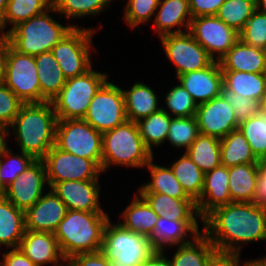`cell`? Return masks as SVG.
<instances>
[{
  "mask_svg": "<svg viewBox=\"0 0 266 266\" xmlns=\"http://www.w3.org/2000/svg\"><path fill=\"white\" fill-rule=\"evenodd\" d=\"M202 223V233L220 252L241 254L245 243L266 241V208L253 202L218 207Z\"/></svg>",
  "mask_w": 266,
  "mask_h": 266,
  "instance_id": "cell-1",
  "label": "cell"
},
{
  "mask_svg": "<svg viewBox=\"0 0 266 266\" xmlns=\"http://www.w3.org/2000/svg\"><path fill=\"white\" fill-rule=\"evenodd\" d=\"M57 115L51 102L23 104L9 131L19 150L42 160L55 145Z\"/></svg>",
  "mask_w": 266,
  "mask_h": 266,
  "instance_id": "cell-2",
  "label": "cell"
},
{
  "mask_svg": "<svg viewBox=\"0 0 266 266\" xmlns=\"http://www.w3.org/2000/svg\"><path fill=\"white\" fill-rule=\"evenodd\" d=\"M109 219L107 212L68 210L54 232L64 258L101 251Z\"/></svg>",
  "mask_w": 266,
  "mask_h": 266,
  "instance_id": "cell-3",
  "label": "cell"
},
{
  "mask_svg": "<svg viewBox=\"0 0 266 266\" xmlns=\"http://www.w3.org/2000/svg\"><path fill=\"white\" fill-rule=\"evenodd\" d=\"M153 157L143 143L137 122L126 120L112 130L102 133L103 173L113 165L145 168Z\"/></svg>",
  "mask_w": 266,
  "mask_h": 266,
  "instance_id": "cell-4",
  "label": "cell"
},
{
  "mask_svg": "<svg viewBox=\"0 0 266 266\" xmlns=\"http://www.w3.org/2000/svg\"><path fill=\"white\" fill-rule=\"evenodd\" d=\"M56 13L54 6L46 12L18 23L10 31L11 46L19 53L37 56L51 49L74 27L75 24L62 25L49 15Z\"/></svg>",
  "mask_w": 266,
  "mask_h": 266,
  "instance_id": "cell-5",
  "label": "cell"
},
{
  "mask_svg": "<svg viewBox=\"0 0 266 266\" xmlns=\"http://www.w3.org/2000/svg\"><path fill=\"white\" fill-rule=\"evenodd\" d=\"M112 266H140L156 251L150 238L108 220L101 250Z\"/></svg>",
  "mask_w": 266,
  "mask_h": 266,
  "instance_id": "cell-6",
  "label": "cell"
},
{
  "mask_svg": "<svg viewBox=\"0 0 266 266\" xmlns=\"http://www.w3.org/2000/svg\"><path fill=\"white\" fill-rule=\"evenodd\" d=\"M108 72L93 70L69 78L59 94L51 101L58 120L83 119L91 100L108 81Z\"/></svg>",
  "mask_w": 266,
  "mask_h": 266,
  "instance_id": "cell-7",
  "label": "cell"
},
{
  "mask_svg": "<svg viewBox=\"0 0 266 266\" xmlns=\"http://www.w3.org/2000/svg\"><path fill=\"white\" fill-rule=\"evenodd\" d=\"M96 30L74 27L51 49L66 79L80 76L93 67L90 55L94 54L92 38Z\"/></svg>",
  "mask_w": 266,
  "mask_h": 266,
  "instance_id": "cell-8",
  "label": "cell"
},
{
  "mask_svg": "<svg viewBox=\"0 0 266 266\" xmlns=\"http://www.w3.org/2000/svg\"><path fill=\"white\" fill-rule=\"evenodd\" d=\"M55 146L64 152L93 160L101 168L102 133L83 119L58 120Z\"/></svg>",
  "mask_w": 266,
  "mask_h": 266,
  "instance_id": "cell-9",
  "label": "cell"
},
{
  "mask_svg": "<svg viewBox=\"0 0 266 266\" xmlns=\"http://www.w3.org/2000/svg\"><path fill=\"white\" fill-rule=\"evenodd\" d=\"M3 83L24 103H41L35 56L19 53L12 46L6 57Z\"/></svg>",
  "mask_w": 266,
  "mask_h": 266,
  "instance_id": "cell-10",
  "label": "cell"
},
{
  "mask_svg": "<svg viewBox=\"0 0 266 266\" xmlns=\"http://www.w3.org/2000/svg\"><path fill=\"white\" fill-rule=\"evenodd\" d=\"M83 120L101 133L128 120L122 88L108 80L91 100Z\"/></svg>",
  "mask_w": 266,
  "mask_h": 266,
  "instance_id": "cell-11",
  "label": "cell"
},
{
  "mask_svg": "<svg viewBox=\"0 0 266 266\" xmlns=\"http://www.w3.org/2000/svg\"><path fill=\"white\" fill-rule=\"evenodd\" d=\"M162 47L168 60L175 67V76L202 70L214 60L189 32L167 34L160 37Z\"/></svg>",
  "mask_w": 266,
  "mask_h": 266,
  "instance_id": "cell-12",
  "label": "cell"
},
{
  "mask_svg": "<svg viewBox=\"0 0 266 266\" xmlns=\"http://www.w3.org/2000/svg\"><path fill=\"white\" fill-rule=\"evenodd\" d=\"M46 167L48 187L68 180H100L102 169L90 159L64 152L55 145L42 159Z\"/></svg>",
  "mask_w": 266,
  "mask_h": 266,
  "instance_id": "cell-13",
  "label": "cell"
},
{
  "mask_svg": "<svg viewBox=\"0 0 266 266\" xmlns=\"http://www.w3.org/2000/svg\"><path fill=\"white\" fill-rule=\"evenodd\" d=\"M188 32L214 61H219L239 40V33L216 15L192 18Z\"/></svg>",
  "mask_w": 266,
  "mask_h": 266,
  "instance_id": "cell-14",
  "label": "cell"
},
{
  "mask_svg": "<svg viewBox=\"0 0 266 266\" xmlns=\"http://www.w3.org/2000/svg\"><path fill=\"white\" fill-rule=\"evenodd\" d=\"M45 185L48 186L44 161L34 160L4 189V197L26 212L43 196Z\"/></svg>",
  "mask_w": 266,
  "mask_h": 266,
  "instance_id": "cell-15",
  "label": "cell"
},
{
  "mask_svg": "<svg viewBox=\"0 0 266 266\" xmlns=\"http://www.w3.org/2000/svg\"><path fill=\"white\" fill-rule=\"evenodd\" d=\"M233 112L223 95L197 105L195 117L199 133L221 139L238 129L239 124Z\"/></svg>",
  "mask_w": 266,
  "mask_h": 266,
  "instance_id": "cell-16",
  "label": "cell"
},
{
  "mask_svg": "<svg viewBox=\"0 0 266 266\" xmlns=\"http://www.w3.org/2000/svg\"><path fill=\"white\" fill-rule=\"evenodd\" d=\"M100 180H68L55 183L51 189L68 210L105 212L100 206Z\"/></svg>",
  "mask_w": 266,
  "mask_h": 266,
  "instance_id": "cell-17",
  "label": "cell"
},
{
  "mask_svg": "<svg viewBox=\"0 0 266 266\" xmlns=\"http://www.w3.org/2000/svg\"><path fill=\"white\" fill-rule=\"evenodd\" d=\"M176 79L199 105L222 95L223 73L219 61L208 67L178 76Z\"/></svg>",
  "mask_w": 266,
  "mask_h": 266,
  "instance_id": "cell-18",
  "label": "cell"
},
{
  "mask_svg": "<svg viewBox=\"0 0 266 266\" xmlns=\"http://www.w3.org/2000/svg\"><path fill=\"white\" fill-rule=\"evenodd\" d=\"M25 212V230L54 233L68 211L51 188Z\"/></svg>",
  "mask_w": 266,
  "mask_h": 266,
  "instance_id": "cell-19",
  "label": "cell"
},
{
  "mask_svg": "<svg viewBox=\"0 0 266 266\" xmlns=\"http://www.w3.org/2000/svg\"><path fill=\"white\" fill-rule=\"evenodd\" d=\"M18 249L36 266H66V259L54 233L25 230Z\"/></svg>",
  "mask_w": 266,
  "mask_h": 266,
  "instance_id": "cell-20",
  "label": "cell"
},
{
  "mask_svg": "<svg viewBox=\"0 0 266 266\" xmlns=\"http://www.w3.org/2000/svg\"><path fill=\"white\" fill-rule=\"evenodd\" d=\"M229 167L220 165L204 173V186L196 201L197 212L203 220L214 209L231 203L229 192Z\"/></svg>",
  "mask_w": 266,
  "mask_h": 266,
  "instance_id": "cell-21",
  "label": "cell"
},
{
  "mask_svg": "<svg viewBox=\"0 0 266 266\" xmlns=\"http://www.w3.org/2000/svg\"><path fill=\"white\" fill-rule=\"evenodd\" d=\"M197 220H168L159 216L150 241L156 250L174 248L192 242L202 233ZM190 235V237H189ZM191 238V239H189Z\"/></svg>",
  "mask_w": 266,
  "mask_h": 266,
  "instance_id": "cell-22",
  "label": "cell"
},
{
  "mask_svg": "<svg viewBox=\"0 0 266 266\" xmlns=\"http://www.w3.org/2000/svg\"><path fill=\"white\" fill-rule=\"evenodd\" d=\"M155 15L152 27L158 38L189 31L192 20L189 0H160Z\"/></svg>",
  "mask_w": 266,
  "mask_h": 266,
  "instance_id": "cell-23",
  "label": "cell"
},
{
  "mask_svg": "<svg viewBox=\"0 0 266 266\" xmlns=\"http://www.w3.org/2000/svg\"><path fill=\"white\" fill-rule=\"evenodd\" d=\"M222 70L266 73L264 49L243 43L240 39L219 60Z\"/></svg>",
  "mask_w": 266,
  "mask_h": 266,
  "instance_id": "cell-24",
  "label": "cell"
},
{
  "mask_svg": "<svg viewBox=\"0 0 266 266\" xmlns=\"http://www.w3.org/2000/svg\"><path fill=\"white\" fill-rule=\"evenodd\" d=\"M159 216L168 220H199L196 202L192 198H172L154 192H137Z\"/></svg>",
  "mask_w": 266,
  "mask_h": 266,
  "instance_id": "cell-25",
  "label": "cell"
},
{
  "mask_svg": "<svg viewBox=\"0 0 266 266\" xmlns=\"http://www.w3.org/2000/svg\"><path fill=\"white\" fill-rule=\"evenodd\" d=\"M123 89L126 116L129 121L138 122L161 109L157 94L145 83L138 81L129 90Z\"/></svg>",
  "mask_w": 266,
  "mask_h": 266,
  "instance_id": "cell-26",
  "label": "cell"
},
{
  "mask_svg": "<svg viewBox=\"0 0 266 266\" xmlns=\"http://www.w3.org/2000/svg\"><path fill=\"white\" fill-rule=\"evenodd\" d=\"M223 87L247 99L258 100L262 104L266 97V73H249L222 70Z\"/></svg>",
  "mask_w": 266,
  "mask_h": 266,
  "instance_id": "cell-27",
  "label": "cell"
},
{
  "mask_svg": "<svg viewBox=\"0 0 266 266\" xmlns=\"http://www.w3.org/2000/svg\"><path fill=\"white\" fill-rule=\"evenodd\" d=\"M133 197V200L124 208L120 215L122 222L118 221V223L130 231L150 238L159 215L152 210L139 193H135Z\"/></svg>",
  "mask_w": 266,
  "mask_h": 266,
  "instance_id": "cell-28",
  "label": "cell"
},
{
  "mask_svg": "<svg viewBox=\"0 0 266 266\" xmlns=\"http://www.w3.org/2000/svg\"><path fill=\"white\" fill-rule=\"evenodd\" d=\"M41 90V103L51 102L66 83L62 70L51 51L35 56Z\"/></svg>",
  "mask_w": 266,
  "mask_h": 266,
  "instance_id": "cell-29",
  "label": "cell"
},
{
  "mask_svg": "<svg viewBox=\"0 0 266 266\" xmlns=\"http://www.w3.org/2000/svg\"><path fill=\"white\" fill-rule=\"evenodd\" d=\"M25 232V212L5 197L0 199V247L18 248Z\"/></svg>",
  "mask_w": 266,
  "mask_h": 266,
  "instance_id": "cell-30",
  "label": "cell"
},
{
  "mask_svg": "<svg viewBox=\"0 0 266 266\" xmlns=\"http://www.w3.org/2000/svg\"><path fill=\"white\" fill-rule=\"evenodd\" d=\"M259 163L229 167V192L232 202H253Z\"/></svg>",
  "mask_w": 266,
  "mask_h": 266,
  "instance_id": "cell-31",
  "label": "cell"
},
{
  "mask_svg": "<svg viewBox=\"0 0 266 266\" xmlns=\"http://www.w3.org/2000/svg\"><path fill=\"white\" fill-rule=\"evenodd\" d=\"M150 171L151 180L139 186L137 192L161 193L172 198H191L174 176L171 168L154 163V157L145 166Z\"/></svg>",
  "mask_w": 266,
  "mask_h": 266,
  "instance_id": "cell-32",
  "label": "cell"
},
{
  "mask_svg": "<svg viewBox=\"0 0 266 266\" xmlns=\"http://www.w3.org/2000/svg\"><path fill=\"white\" fill-rule=\"evenodd\" d=\"M220 152L222 165L226 167L259 163L239 128L220 139Z\"/></svg>",
  "mask_w": 266,
  "mask_h": 266,
  "instance_id": "cell-33",
  "label": "cell"
},
{
  "mask_svg": "<svg viewBox=\"0 0 266 266\" xmlns=\"http://www.w3.org/2000/svg\"><path fill=\"white\" fill-rule=\"evenodd\" d=\"M176 249L169 259L171 266H206L210 257L217 251L203 233L190 243L177 245Z\"/></svg>",
  "mask_w": 266,
  "mask_h": 266,
  "instance_id": "cell-34",
  "label": "cell"
},
{
  "mask_svg": "<svg viewBox=\"0 0 266 266\" xmlns=\"http://www.w3.org/2000/svg\"><path fill=\"white\" fill-rule=\"evenodd\" d=\"M185 153L204 173L222 165L220 139L199 134Z\"/></svg>",
  "mask_w": 266,
  "mask_h": 266,
  "instance_id": "cell-35",
  "label": "cell"
},
{
  "mask_svg": "<svg viewBox=\"0 0 266 266\" xmlns=\"http://www.w3.org/2000/svg\"><path fill=\"white\" fill-rule=\"evenodd\" d=\"M53 6V0H9L6 10L0 20V29L8 32L18 23L26 21L31 17L46 12Z\"/></svg>",
  "mask_w": 266,
  "mask_h": 266,
  "instance_id": "cell-36",
  "label": "cell"
},
{
  "mask_svg": "<svg viewBox=\"0 0 266 266\" xmlns=\"http://www.w3.org/2000/svg\"><path fill=\"white\" fill-rule=\"evenodd\" d=\"M185 192L196 202L204 186V172L184 152L169 166Z\"/></svg>",
  "mask_w": 266,
  "mask_h": 266,
  "instance_id": "cell-37",
  "label": "cell"
},
{
  "mask_svg": "<svg viewBox=\"0 0 266 266\" xmlns=\"http://www.w3.org/2000/svg\"><path fill=\"white\" fill-rule=\"evenodd\" d=\"M172 117L164 110L152 113L137 122L145 147L154 155L153 147L166 142Z\"/></svg>",
  "mask_w": 266,
  "mask_h": 266,
  "instance_id": "cell-38",
  "label": "cell"
},
{
  "mask_svg": "<svg viewBox=\"0 0 266 266\" xmlns=\"http://www.w3.org/2000/svg\"><path fill=\"white\" fill-rule=\"evenodd\" d=\"M114 0H53V6L59 17L64 16L68 20L81 19L86 16H97L111 6Z\"/></svg>",
  "mask_w": 266,
  "mask_h": 266,
  "instance_id": "cell-39",
  "label": "cell"
},
{
  "mask_svg": "<svg viewBox=\"0 0 266 266\" xmlns=\"http://www.w3.org/2000/svg\"><path fill=\"white\" fill-rule=\"evenodd\" d=\"M239 130L247 139L258 160L266 158V110L262 107L257 115L239 124Z\"/></svg>",
  "mask_w": 266,
  "mask_h": 266,
  "instance_id": "cell-40",
  "label": "cell"
},
{
  "mask_svg": "<svg viewBox=\"0 0 266 266\" xmlns=\"http://www.w3.org/2000/svg\"><path fill=\"white\" fill-rule=\"evenodd\" d=\"M256 10V0H225L217 17L238 33Z\"/></svg>",
  "mask_w": 266,
  "mask_h": 266,
  "instance_id": "cell-41",
  "label": "cell"
},
{
  "mask_svg": "<svg viewBox=\"0 0 266 266\" xmlns=\"http://www.w3.org/2000/svg\"><path fill=\"white\" fill-rule=\"evenodd\" d=\"M199 134L195 116L172 117L166 140L175 148H183L186 151Z\"/></svg>",
  "mask_w": 266,
  "mask_h": 266,
  "instance_id": "cell-42",
  "label": "cell"
},
{
  "mask_svg": "<svg viewBox=\"0 0 266 266\" xmlns=\"http://www.w3.org/2000/svg\"><path fill=\"white\" fill-rule=\"evenodd\" d=\"M164 98L167 109L164 106H161V109L166 111L171 117L195 116L197 104L180 83L173 86Z\"/></svg>",
  "mask_w": 266,
  "mask_h": 266,
  "instance_id": "cell-43",
  "label": "cell"
},
{
  "mask_svg": "<svg viewBox=\"0 0 266 266\" xmlns=\"http://www.w3.org/2000/svg\"><path fill=\"white\" fill-rule=\"evenodd\" d=\"M35 159L24 152L13 153L9 147L0 157V185L5 189L11 184Z\"/></svg>",
  "mask_w": 266,
  "mask_h": 266,
  "instance_id": "cell-44",
  "label": "cell"
},
{
  "mask_svg": "<svg viewBox=\"0 0 266 266\" xmlns=\"http://www.w3.org/2000/svg\"><path fill=\"white\" fill-rule=\"evenodd\" d=\"M160 0H128L125 3L123 20L130 28L152 22Z\"/></svg>",
  "mask_w": 266,
  "mask_h": 266,
  "instance_id": "cell-45",
  "label": "cell"
},
{
  "mask_svg": "<svg viewBox=\"0 0 266 266\" xmlns=\"http://www.w3.org/2000/svg\"><path fill=\"white\" fill-rule=\"evenodd\" d=\"M239 39L245 44L264 49L266 46V13L256 9L239 32Z\"/></svg>",
  "mask_w": 266,
  "mask_h": 266,
  "instance_id": "cell-46",
  "label": "cell"
},
{
  "mask_svg": "<svg viewBox=\"0 0 266 266\" xmlns=\"http://www.w3.org/2000/svg\"><path fill=\"white\" fill-rule=\"evenodd\" d=\"M222 95L229 102V105L234 110V116L238 124L245 122L250 117L257 115L258 111L262 108V103L258 100L247 99L240 94L227 91L223 87Z\"/></svg>",
  "mask_w": 266,
  "mask_h": 266,
  "instance_id": "cell-47",
  "label": "cell"
},
{
  "mask_svg": "<svg viewBox=\"0 0 266 266\" xmlns=\"http://www.w3.org/2000/svg\"><path fill=\"white\" fill-rule=\"evenodd\" d=\"M23 104L9 87L0 83V125L9 127Z\"/></svg>",
  "mask_w": 266,
  "mask_h": 266,
  "instance_id": "cell-48",
  "label": "cell"
},
{
  "mask_svg": "<svg viewBox=\"0 0 266 266\" xmlns=\"http://www.w3.org/2000/svg\"><path fill=\"white\" fill-rule=\"evenodd\" d=\"M66 266H112L102 251L81 253L69 257Z\"/></svg>",
  "mask_w": 266,
  "mask_h": 266,
  "instance_id": "cell-49",
  "label": "cell"
},
{
  "mask_svg": "<svg viewBox=\"0 0 266 266\" xmlns=\"http://www.w3.org/2000/svg\"><path fill=\"white\" fill-rule=\"evenodd\" d=\"M225 0H189L192 18L199 16L217 15Z\"/></svg>",
  "mask_w": 266,
  "mask_h": 266,
  "instance_id": "cell-50",
  "label": "cell"
},
{
  "mask_svg": "<svg viewBox=\"0 0 266 266\" xmlns=\"http://www.w3.org/2000/svg\"><path fill=\"white\" fill-rule=\"evenodd\" d=\"M259 168L253 203L258 207L266 208V158L259 160Z\"/></svg>",
  "mask_w": 266,
  "mask_h": 266,
  "instance_id": "cell-51",
  "label": "cell"
},
{
  "mask_svg": "<svg viewBox=\"0 0 266 266\" xmlns=\"http://www.w3.org/2000/svg\"><path fill=\"white\" fill-rule=\"evenodd\" d=\"M0 266H36L20 249L12 248L1 254Z\"/></svg>",
  "mask_w": 266,
  "mask_h": 266,
  "instance_id": "cell-52",
  "label": "cell"
},
{
  "mask_svg": "<svg viewBox=\"0 0 266 266\" xmlns=\"http://www.w3.org/2000/svg\"><path fill=\"white\" fill-rule=\"evenodd\" d=\"M240 254L216 251L206 266H242Z\"/></svg>",
  "mask_w": 266,
  "mask_h": 266,
  "instance_id": "cell-53",
  "label": "cell"
},
{
  "mask_svg": "<svg viewBox=\"0 0 266 266\" xmlns=\"http://www.w3.org/2000/svg\"><path fill=\"white\" fill-rule=\"evenodd\" d=\"M11 46L10 34L0 29V83L4 80L6 57Z\"/></svg>",
  "mask_w": 266,
  "mask_h": 266,
  "instance_id": "cell-54",
  "label": "cell"
},
{
  "mask_svg": "<svg viewBox=\"0 0 266 266\" xmlns=\"http://www.w3.org/2000/svg\"><path fill=\"white\" fill-rule=\"evenodd\" d=\"M165 252V250H156L150 258L140 266H171Z\"/></svg>",
  "mask_w": 266,
  "mask_h": 266,
  "instance_id": "cell-55",
  "label": "cell"
},
{
  "mask_svg": "<svg viewBox=\"0 0 266 266\" xmlns=\"http://www.w3.org/2000/svg\"><path fill=\"white\" fill-rule=\"evenodd\" d=\"M9 127L0 125V157L8 149L6 142L7 137H10Z\"/></svg>",
  "mask_w": 266,
  "mask_h": 266,
  "instance_id": "cell-56",
  "label": "cell"
},
{
  "mask_svg": "<svg viewBox=\"0 0 266 266\" xmlns=\"http://www.w3.org/2000/svg\"><path fill=\"white\" fill-rule=\"evenodd\" d=\"M242 266H266V255L259 259L246 260L242 263Z\"/></svg>",
  "mask_w": 266,
  "mask_h": 266,
  "instance_id": "cell-57",
  "label": "cell"
},
{
  "mask_svg": "<svg viewBox=\"0 0 266 266\" xmlns=\"http://www.w3.org/2000/svg\"><path fill=\"white\" fill-rule=\"evenodd\" d=\"M256 9L266 13V0H256Z\"/></svg>",
  "mask_w": 266,
  "mask_h": 266,
  "instance_id": "cell-58",
  "label": "cell"
},
{
  "mask_svg": "<svg viewBox=\"0 0 266 266\" xmlns=\"http://www.w3.org/2000/svg\"><path fill=\"white\" fill-rule=\"evenodd\" d=\"M9 0H0V20L6 10V6Z\"/></svg>",
  "mask_w": 266,
  "mask_h": 266,
  "instance_id": "cell-59",
  "label": "cell"
},
{
  "mask_svg": "<svg viewBox=\"0 0 266 266\" xmlns=\"http://www.w3.org/2000/svg\"><path fill=\"white\" fill-rule=\"evenodd\" d=\"M4 197V189L0 185V199Z\"/></svg>",
  "mask_w": 266,
  "mask_h": 266,
  "instance_id": "cell-60",
  "label": "cell"
},
{
  "mask_svg": "<svg viewBox=\"0 0 266 266\" xmlns=\"http://www.w3.org/2000/svg\"><path fill=\"white\" fill-rule=\"evenodd\" d=\"M262 107L266 110V97H265L264 103L262 104Z\"/></svg>",
  "mask_w": 266,
  "mask_h": 266,
  "instance_id": "cell-61",
  "label": "cell"
}]
</instances>
